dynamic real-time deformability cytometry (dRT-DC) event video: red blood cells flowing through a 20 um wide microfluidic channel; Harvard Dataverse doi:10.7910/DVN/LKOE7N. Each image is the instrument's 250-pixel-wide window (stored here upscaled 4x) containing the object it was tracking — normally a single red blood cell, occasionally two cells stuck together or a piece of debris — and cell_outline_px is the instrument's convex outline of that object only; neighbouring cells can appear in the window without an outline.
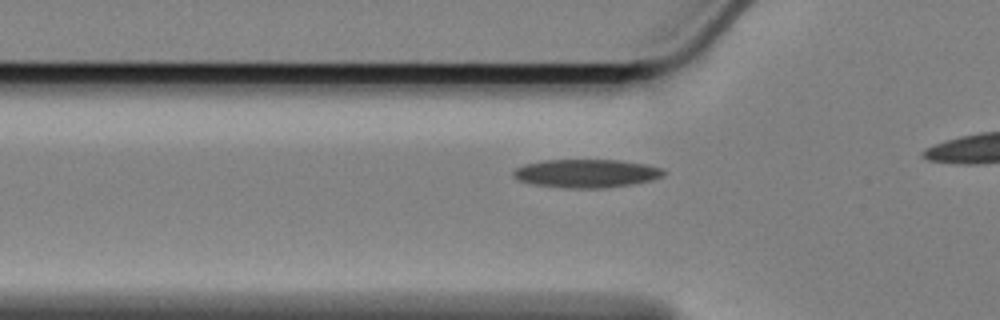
{"species": "Egyptian fruit bat (a non-hibernating species)", "species_latin": "Rousettus aegyptiacus", "temperature_condition": "cold", "stored_images_in_passage": 12, "camera_frame_rate_fps": 3000, "um_per_image_px": 0.085, "animal": {"sex": "female"}, "frame": {"image": 1, "passage_image": 2, "time_ms": 0.333, "image_size_px": [1000, 320], "cell_outline_px": [[668, 172], [664, 176], [652, 180], [628, 184], [600, 188], [568, 188], [532, 184], [516, 180], [512, 176], [512, 172], [516, 168], [524, 164], [544, 160], [620, 160], [644, 164], [664, 168]], "centroid_in_image_um": [49.83, 14.73], "position_along_channel_um": 76.0, "area_um2": 24.91}}
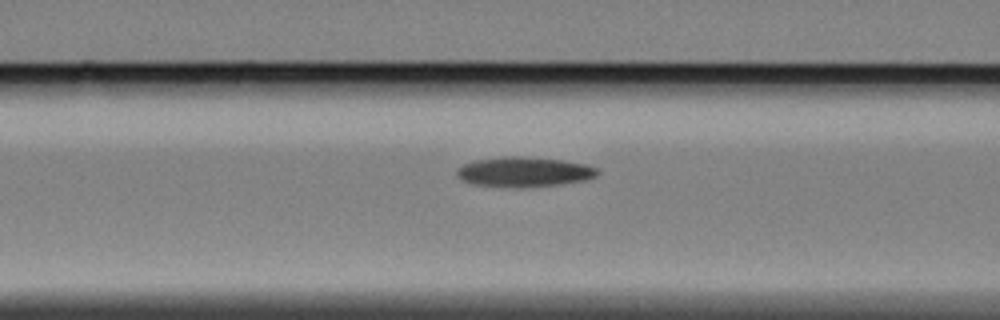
{"frame": {"image": 2, "passage_image": 6, "time_ms": 1.667, "image_size_px": [1000, 320], "cell_outline_px": [[600, 172], [596, 176], [584, 180], [560, 184], [520, 188], [472, 184], [460, 180], [456, 176], [456, 172], [464, 164], [476, 160], [504, 156], [520, 156], [560, 160], [588, 164], [596, 168]], "centroid_in_image_um": [44.54, 14.61], "position_along_channel_um": 122.1, "area_um2": 24.51}}
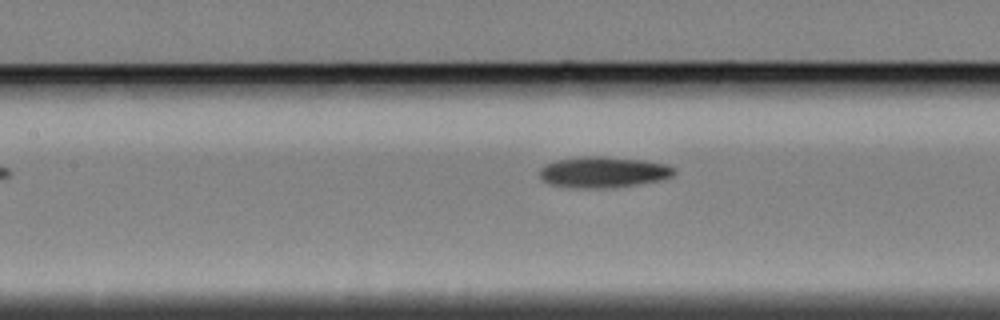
{"frame": {"image": 3, "passage_image": 9, "time_ms": 2.667, "image_size_px": [1000, 320], "cell_outline_px": [[676, 172], [672, 176], [656, 180], [608, 188], [568, 188], [548, 184], [540, 176], [540, 168], [544, 164], [556, 160], [584, 156], [608, 156], [644, 160], [668, 164], [676, 168]], "centroid_in_image_um": [51.24, 14.62], "position_along_channel_um": 156.2, "area_um2": 24.39}}